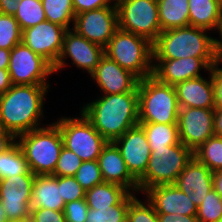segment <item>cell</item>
Wrapping results in <instances>:
<instances>
[{
	"label": "cell",
	"instance_id": "obj_1",
	"mask_svg": "<svg viewBox=\"0 0 222 222\" xmlns=\"http://www.w3.org/2000/svg\"><path fill=\"white\" fill-rule=\"evenodd\" d=\"M49 88L46 85H12L0 95V127L17 138L45 126L41 122L45 117L43 110Z\"/></svg>",
	"mask_w": 222,
	"mask_h": 222
},
{
	"label": "cell",
	"instance_id": "obj_2",
	"mask_svg": "<svg viewBox=\"0 0 222 222\" xmlns=\"http://www.w3.org/2000/svg\"><path fill=\"white\" fill-rule=\"evenodd\" d=\"M79 109L107 142L139 124L138 92L102 94Z\"/></svg>",
	"mask_w": 222,
	"mask_h": 222
},
{
	"label": "cell",
	"instance_id": "obj_3",
	"mask_svg": "<svg viewBox=\"0 0 222 222\" xmlns=\"http://www.w3.org/2000/svg\"><path fill=\"white\" fill-rule=\"evenodd\" d=\"M208 31L191 25L162 31L153 43V59L216 58Z\"/></svg>",
	"mask_w": 222,
	"mask_h": 222
},
{
	"label": "cell",
	"instance_id": "obj_4",
	"mask_svg": "<svg viewBox=\"0 0 222 222\" xmlns=\"http://www.w3.org/2000/svg\"><path fill=\"white\" fill-rule=\"evenodd\" d=\"M29 170L35 175H52L64 146L59 127L53 122L17 137Z\"/></svg>",
	"mask_w": 222,
	"mask_h": 222
},
{
	"label": "cell",
	"instance_id": "obj_5",
	"mask_svg": "<svg viewBox=\"0 0 222 222\" xmlns=\"http://www.w3.org/2000/svg\"><path fill=\"white\" fill-rule=\"evenodd\" d=\"M138 110L139 122L177 124L180 107L175 87L152 75L140 79Z\"/></svg>",
	"mask_w": 222,
	"mask_h": 222
},
{
	"label": "cell",
	"instance_id": "obj_6",
	"mask_svg": "<svg viewBox=\"0 0 222 222\" xmlns=\"http://www.w3.org/2000/svg\"><path fill=\"white\" fill-rule=\"evenodd\" d=\"M105 55L139 79L153 73V43L118 28L105 47Z\"/></svg>",
	"mask_w": 222,
	"mask_h": 222
},
{
	"label": "cell",
	"instance_id": "obj_7",
	"mask_svg": "<svg viewBox=\"0 0 222 222\" xmlns=\"http://www.w3.org/2000/svg\"><path fill=\"white\" fill-rule=\"evenodd\" d=\"M192 158L193 151L181 142L162 151L151 150L147 169L138 180V194L157 185L174 184Z\"/></svg>",
	"mask_w": 222,
	"mask_h": 222
},
{
	"label": "cell",
	"instance_id": "obj_8",
	"mask_svg": "<svg viewBox=\"0 0 222 222\" xmlns=\"http://www.w3.org/2000/svg\"><path fill=\"white\" fill-rule=\"evenodd\" d=\"M80 117L62 116L54 123L59 127L64 147L75 153L82 161L98 159L107 141L79 112Z\"/></svg>",
	"mask_w": 222,
	"mask_h": 222
},
{
	"label": "cell",
	"instance_id": "obj_9",
	"mask_svg": "<svg viewBox=\"0 0 222 222\" xmlns=\"http://www.w3.org/2000/svg\"><path fill=\"white\" fill-rule=\"evenodd\" d=\"M118 28L154 43L161 31L157 0H124L117 6Z\"/></svg>",
	"mask_w": 222,
	"mask_h": 222
},
{
	"label": "cell",
	"instance_id": "obj_10",
	"mask_svg": "<svg viewBox=\"0 0 222 222\" xmlns=\"http://www.w3.org/2000/svg\"><path fill=\"white\" fill-rule=\"evenodd\" d=\"M7 70L12 85L51 86L47 78L54 74L53 66L23 42L18 43L11 50Z\"/></svg>",
	"mask_w": 222,
	"mask_h": 222
},
{
	"label": "cell",
	"instance_id": "obj_11",
	"mask_svg": "<svg viewBox=\"0 0 222 222\" xmlns=\"http://www.w3.org/2000/svg\"><path fill=\"white\" fill-rule=\"evenodd\" d=\"M35 174L24 173L0 180V203L9 222L30 218Z\"/></svg>",
	"mask_w": 222,
	"mask_h": 222
},
{
	"label": "cell",
	"instance_id": "obj_12",
	"mask_svg": "<svg viewBox=\"0 0 222 222\" xmlns=\"http://www.w3.org/2000/svg\"><path fill=\"white\" fill-rule=\"evenodd\" d=\"M104 55V47L78 35L72 29L67 30L64 35L61 54L53 66L54 74L60 72L66 65L68 66L65 61L69 58L72 61L71 64L79 70H85L90 75Z\"/></svg>",
	"mask_w": 222,
	"mask_h": 222
},
{
	"label": "cell",
	"instance_id": "obj_13",
	"mask_svg": "<svg viewBox=\"0 0 222 222\" xmlns=\"http://www.w3.org/2000/svg\"><path fill=\"white\" fill-rule=\"evenodd\" d=\"M117 29V7H104L77 14L72 26L78 35L104 48Z\"/></svg>",
	"mask_w": 222,
	"mask_h": 222
},
{
	"label": "cell",
	"instance_id": "obj_14",
	"mask_svg": "<svg viewBox=\"0 0 222 222\" xmlns=\"http://www.w3.org/2000/svg\"><path fill=\"white\" fill-rule=\"evenodd\" d=\"M215 109L180 108L177 127L180 142L192 151L214 135Z\"/></svg>",
	"mask_w": 222,
	"mask_h": 222
},
{
	"label": "cell",
	"instance_id": "obj_15",
	"mask_svg": "<svg viewBox=\"0 0 222 222\" xmlns=\"http://www.w3.org/2000/svg\"><path fill=\"white\" fill-rule=\"evenodd\" d=\"M66 28L45 20L22 30V42L54 66L61 54Z\"/></svg>",
	"mask_w": 222,
	"mask_h": 222
},
{
	"label": "cell",
	"instance_id": "obj_16",
	"mask_svg": "<svg viewBox=\"0 0 222 222\" xmlns=\"http://www.w3.org/2000/svg\"><path fill=\"white\" fill-rule=\"evenodd\" d=\"M216 59L194 57L153 59L152 76L162 83L176 86L186 80L201 77L202 71L209 72Z\"/></svg>",
	"mask_w": 222,
	"mask_h": 222
},
{
	"label": "cell",
	"instance_id": "obj_17",
	"mask_svg": "<svg viewBox=\"0 0 222 222\" xmlns=\"http://www.w3.org/2000/svg\"><path fill=\"white\" fill-rule=\"evenodd\" d=\"M130 174L138 181L145 173L151 148L143 127L138 124L114 141Z\"/></svg>",
	"mask_w": 222,
	"mask_h": 222
},
{
	"label": "cell",
	"instance_id": "obj_18",
	"mask_svg": "<svg viewBox=\"0 0 222 222\" xmlns=\"http://www.w3.org/2000/svg\"><path fill=\"white\" fill-rule=\"evenodd\" d=\"M102 94L138 92L139 78L104 55L90 74Z\"/></svg>",
	"mask_w": 222,
	"mask_h": 222
},
{
	"label": "cell",
	"instance_id": "obj_19",
	"mask_svg": "<svg viewBox=\"0 0 222 222\" xmlns=\"http://www.w3.org/2000/svg\"><path fill=\"white\" fill-rule=\"evenodd\" d=\"M143 194L157 214L197 216L198 206L175 184L157 185Z\"/></svg>",
	"mask_w": 222,
	"mask_h": 222
},
{
	"label": "cell",
	"instance_id": "obj_20",
	"mask_svg": "<svg viewBox=\"0 0 222 222\" xmlns=\"http://www.w3.org/2000/svg\"><path fill=\"white\" fill-rule=\"evenodd\" d=\"M97 160L104 182L120 185L138 195V181L130 174L114 142H107Z\"/></svg>",
	"mask_w": 222,
	"mask_h": 222
},
{
	"label": "cell",
	"instance_id": "obj_21",
	"mask_svg": "<svg viewBox=\"0 0 222 222\" xmlns=\"http://www.w3.org/2000/svg\"><path fill=\"white\" fill-rule=\"evenodd\" d=\"M174 184L199 206L208 192L213 189V172L193 157Z\"/></svg>",
	"mask_w": 222,
	"mask_h": 222
},
{
	"label": "cell",
	"instance_id": "obj_22",
	"mask_svg": "<svg viewBox=\"0 0 222 222\" xmlns=\"http://www.w3.org/2000/svg\"><path fill=\"white\" fill-rule=\"evenodd\" d=\"M201 76L186 80L175 87L180 108H207L215 109L214 86L211 77Z\"/></svg>",
	"mask_w": 222,
	"mask_h": 222
},
{
	"label": "cell",
	"instance_id": "obj_23",
	"mask_svg": "<svg viewBox=\"0 0 222 222\" xmlns=\"http://www.w3.org/2000/svg\"><path fill=\"white\" fill-rule=\"evenodd\" d=\"M30 207L64 210L65 202L58 187V176L35 175Z\"/></svg>",
	"mask_w": 222,
	"mask_h": 222
},
{
	"label": "cell",
	"instance_id": "obj_24",
	"mask_svg": "<svg viewBox=\"0 0 222 222\" xmlns=\"http://www.w3.org/2000/svg\"><path fill=\"white\" fill-rule=\"evenodd\" d=\"M189 25L216 31L222 17V4L217 0H188Z\"/></svg>",
	"mask_w": 222,
	"mask_h": 222
},
{
	"label": "cell",
	"instance_id": "obj_25",
	"mask_svg": "<svg viewBox=\"0 0 222 222\" xmlns=\"http://www.w3.org/2000/svg\"><path fill=\"white\" fill-rule=\"evenodd\" d=\"M130 192L120 185L103 182L85 191V200L90 209H110L119 204Z\"/></svg>",
	"mask_w": 222,
	"mask_h": 222
},
{
	"label": "cell",
	"instance_id": "obj_26",
	"mask_svg": "<svg viewBox=\"0 0 222 222\" xmlns=\"http://www.w3.org/2000/svg\"><path fill=\"white\" fill-rule=\"evenodd\" d=\"M161 31L189 26L188 0H157Z\"/></svg>",
	"mask_w": 222,
	"mask_h": 222
},
{
	"label": "cell",
	"instance_id": "obj_27",
	"mask_svg": "<svg viewBox=\"0 0 222 222\" xmlns=\"http://www.w3.org/2000/svg\"><path fill=\"white\" fill-rule=\"evenodd\" d=\"M146 134L151 150L162 151L180 142L177 124L139 122Z\"/></svg>",
	"mask_w": 222,
	"mask_h": 222
},
{
	"label": "cell",
	"instance_id": "obj_28",
	"mask_svg": "<svg viewBox=\"0 0 222 222\" xmlns=\"http://www.w3.org/2000/svg\"><path fill=\"white\" fill-rule=\"evenodd\" d=\"M46 20L59 24L67 30L72 29L75 12L73 0H41Z\"/></svg>",
	"mask_w": 222,
	"mask_h": 222
},
{
	"label": "cell",
	"instance_id": "obj_29",
	"mask_svg": "<svg viewBox=\"0 0 222 222\" xmlns=\"http://www.w3.org/2000/svg\"><path fill=\"white\" fill-rule=\"evenodd\" d=\"M24 173L32 172L29 170L23 150L16 142L0 156V180Z\"/></svg>",
	"mask_w": 222,
	"mask_h": 222
},
{
	"label": "cell",
	"instance_id": "obj_30",
	"mask_svg": "<svg viewBox=\"0 0 222 222\" xmlns=\"http://www.w3.org/2000/svg\"><path fill=\"white\" fill-rule=\"evenodd\" d=\"M193 157L212 172L222 169V137L211 136L193 151Z\"/></svg>",
	"mask_w": 222,
	"mask_h": 222
},
{
	"label": "cell",
	"instance_id": "obj_31",
	"mask_svg": "<svg viewBox=\"0 0 222 222\" xmlns=\"http://www.w3.org/2000/svg\"><path fill=\"white\" fill-rule=\"evenodd\" d=\"M14 18L21 30L33 27L46 20L41 0H21Z\"/></svg>",
	"mask_w": 222,
	"mask_h": 222
},
{
	"label": "cell",
	"instance_id": "obj_32",
	"mask_svg": "<svg viewBox=\"0 0 222 222\" xmlns=\"http://www.w3.org/2000/svg\"><path fill=\"white\" fill-rule=\"evenodd\" d=\"M135 193H129L119 204L110 206V209H90L86 222H126L127 210Z\"/></svg>",
	"mask_w": 222,
	"mask_h": 222
},
{
	"label": "cell",
	"instance_id": "obj_33",
	"mask_svg": "<svg viewBox=\"0 0 222 222\" xmlns=\"http://www.w3.org/2000/svg\"><path fill=\"white\" fill-rule=\"evenodd\" d=\"M22 42V30L14 15L0 13V48L12 50Z\"/></svg>",
	"mask_w": 222,
	"mask_h": 222
},
{
	"label": "cell",
	"instance_id": "obj_34",
	"mask_svg": "<svg viewBox=\"0 0 222 222\" xmlns=\"http://www.w3.org/2000/svg\"><path fill=\"white\" fill-rule=\"evenodd\" d=\"M222 218V199L211 189L198 206V222H218Z\"/></svg>",
	"mask_w": 222,
	"mask_h": 222
},
{
	"label": "cell",
	"instance_id": "obj_35",
	"mask_svg": "<svg viewBox=\"0 0 222 222\" xmlns=\"http://www.w3.org/2000/svg\"><path fill=\"white\" fill-rule=\"evenodd\" d=\"M126 222H159L153 205L146 199L135 196L129 203Z\"/></svg>",
	"mask_w": 222,
	"mask_h": 222
},
{
	"label": "cell",
	"instance_id": "obj_36",
	"mask_svg": "<svg viewBox=\"0 0 222 222\" xmlns=\"http://www.w3.org/2000/svg\"><path fill=\"white\" fill-rule=\"evenodd\" d=\"M74 177L85 191L104 182L98 160L83 161Z\"/></svg>",
	"mask_w": 222,
	"mask_h": 222
},
{
	"label": "cell",
	"instance_id": "obj_37",
	"mask_svg": "<svg viewBox=\"0 0 222 222\" xmlns=\"http://www.w3.org/2000/svg\"><path fill=\"white\" fill-rule=\"evenodd\" d=\"M81 158L63 146L53 176H75L82 164Z\"/></svg>",
	"mask_w": 222,
	"mask_h": 222
},
{
	"label": "cell",
	"instance_id": "obj_38",
	"mask_svg": "<svg viewBox=\"0 0 222 222\" xmlns=\"http://www.w3.org/2000/svg\"><path fill=\"white\" fill-rule=\"evenodd\" d=\"M58 187L65 204L85 198V190L74 176H58Z\"/></svg>",
	"mask_w": 222,
	"mask_h": 222
},
{
	"label": "cell",
	"instance_id": "obj_39",
	"mask_svg": "<svg viewBox=\"0 0 222 222\" xmlns=\"http://www.w3.org/2000/svg\"><path fill=\"white\" fill-rule=\"evenodd\" d=\"M88 210L89 207L84 198L66 203L63 212L66 222H86Z\"/></svg>",
	"mask_w": 222,
	"mask_h": 222
},
{
	"label": "cell",
	"instance_id": "obj_40",
	"mask_svg": "<svg viewBox=\"0 0 222 222\" xmlns=\"http://www.w3.org/2000/svg\"><path fill=\"white\" fill-rule=\"evenodd\" d=\"M30 219L32 222H66L63 211L47 208H31Z\"/></svg>",
	"mask_w": 222,
	"mask_h": 222
},
{
	"label": "cell",
	"instance_id": "obj_41",
	"mask_svg": "<svg viewBox=\"0 0 222 222\" xmlns=\"http://www.w3.org/2000/svg\"><path fill=\"white\" fill-rule=\"evenodd\" d=\"M219 64H222V59H216L215 63L210 67L216 108H222V67L219 68Z\"/></svg>",
	"mask_w": 222,
	"mask_h": 222
},
{
	"label": "cell",
	"instance_id": "obj_42",
	"mask_svg": "<svg viewBox=\"0 0 222 222\" xmlns=\"http://www.w3.org/2000/svg\"><path fill=\"white\" fill-rule=\"evenodd\" d=\"M75 15L96 10L104 7H116L110 4L109 0H73Z\"/></svg>",
	"mask_w": 222,
	"mask_h": 222
},
{
	"label": "cell",
	"instance_id": "obj_43",
	"mask_svg": "<svg viewBox=\"0 0 222 222\" xmlns=\"http://www.w3.org/2000/svg\"><path fill=\"white\" fill-rule=\"evenodd\" d=\"M16 142L17 138L12 133L0 127V156L9 150Z\"/></svg>",
	"mask_w": 222,
	"mask_h": 222
},
{
	"label": "cell",
	"instance_id": "obj_44",
	"mask_svg": "<svg viewBox=\"0 0 222 222\" xmlns=\"http://www.w3.org/2000/svg\"><path fill=\"white\" fill-rule=\"evenodd\" d=\"M159 222H198L197 216L158 214Z\"/></svg>",
	"mask_w": 222,
	"mask_h": 222
},
{
	"label": "cell",
	"instance_id": "obj_45",
	"mask_svg": "<svg viewBox=\"0 0 222 222\" xmlns=\"http://www.w3.org/2000/svg\"><path fill=\"white\" fill-rule=\"evenodd\" d=\"M21 0H0V13L14 15Z\"/></svg>",
	"mask_w": 222,
	"mask_h": 222
},
{
	"label": "cell",
	"instance_id": "obj_46",
	"mask_svg": "<svg viewBox=\"0 0 222 222\" xmlns=\"http://www.w3.org/2000/svg\"><path fill=\"white\" fill-rule=\"evenodd\" d=\"M12 82L7 69H0V95L4 94L10 87Z\"/></svg>",
	"mask_w": 222,
	"mask_h": 222
},
{
	"label": "cell",
	"instance_id": "obj_47",
	"mask_svg": "<svg viewBox=\"0 0 222 222\" xmlns=\"http://www.w3.org/2000/svg\"><path fill=\"white\" fill-rule=\"evenodd\" d=\"M217 32H219V38H214L215 54L217 59H222V17L219 21Z\"/></svg>",
	"mask_w": 222,
	"mask_h": 222
},
{
	"label": "cell",
	"instance_id": "obj_48",
	"mask_svg": "<svg viewBox=\"0 0 222 222\" xmlns=\"http://www.w3.org/2000/svg\"><path fill=\"white\" fill-rule=\"evenodd\" d=\"M214 135L222 137V108H215Z\"/></svg>",
	"mask_w": 222,
	"mask_h": 222
},
{
	"label": "cell",
	"instance_id": "obj_49",
	"mask_svg": "<svg viewBox=\"0 0 222 222\" xmlns=\"http://www.w3.org/2000/svg\"><path fill=\"white\" fill-rule=\"evenodd\" d=\"M213 189L222 199V169L213 172Z\"/></svg>",
	"mask_w": 222,
	"mask_h": 222
},
{
	"label": "cell",
	"instance_id": "obj_50",
	"mask_svg": "<svg viewBox=\"0 0 222 222\" xmlns=\"http://www.w3.org/2000/svg\"><path fill=\"white\" fill-rule=\"evenodd\" d=\"M11 50L0 48V69H8Z\"/></svg>",
	"mask_w": 222,
	"mask_h": 222
},
{
	"label": "cell",
	"instance_id": "obj_51",
	"mask_svg": "<svg viewBox=\"0 0 222 222\" xmlns=\"http://www.w3.org/2000/svg\"><path fill=\"white\" fill-rule=\"evenodd\" d=\"M0 222H9L6 217V213L4 212L3 206L0 203Z\"/></svg>",
	"mask_w": 222,
	"mask_h": 222
},
{
	"label": "cell",
	"instance_id": "obj_52",
	"mask_svg": "<svg viewBox=\"0 0 222 222\" xmlns=\"http://www.w3.org/2000/svg\"><path fill=\"white\" fill-rule=\"evenodd\" d=\"M124 0H109L110 4L113 6H118L120 3H122ZM113 3V4H112Z\"/></svg>",
	"mask_w": 222,
	"mask_h": 222
},
{
	"label": "cell",
	"instance_id": "obj_53",
	"mask_svg": "<svg viewBox=\"0 0 222 222\" xmlns=\"http://www.w3.org/2000/svg\"><path fill=\"white\" fill-rule=\"evenodd\" d=\"M15 222H32L31 219H26V220H22V221H15Z\"/></svg>",
	"mask_w": 222,
	"mask_h": 222
}]
</instances>
